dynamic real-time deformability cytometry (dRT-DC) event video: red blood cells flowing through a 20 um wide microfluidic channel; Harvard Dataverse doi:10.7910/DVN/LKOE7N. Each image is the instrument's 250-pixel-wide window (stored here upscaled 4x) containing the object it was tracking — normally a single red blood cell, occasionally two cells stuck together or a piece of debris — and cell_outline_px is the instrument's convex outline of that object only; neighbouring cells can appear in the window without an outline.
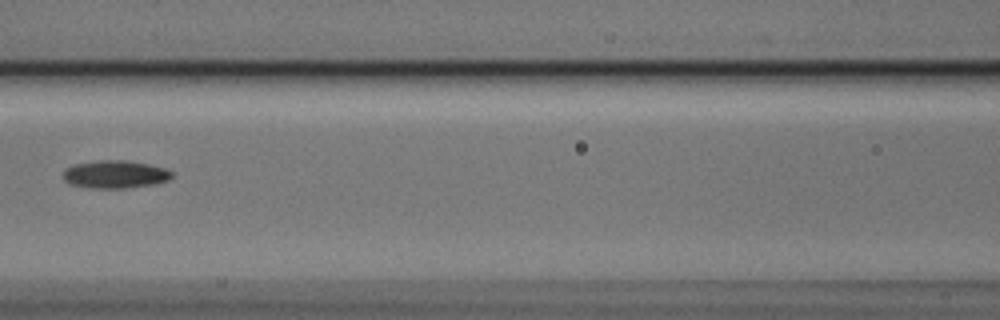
{"species": "Egyptian fruit bat (a non-hibernating species)", "species_latin": "Rousettus aegyptiacus", "temperature_condition": "cold", "stored_images_in_passage": 4, "camera_frame_rate_fps": 3000, "um_per_image_px": 0.085, "animal": {"sex": "male"}, "frame": {"image": 1, "passage_image": 4, "time_ms": 1.0, "image_size_px": [1000, 320], "cell_outline_px": [[172, 176], [168, 180], [152, 184], [124, 188], [92, 188], [68, 184], [64, 180], [64, 168], [76, 164], [100, 160], [124, 160], [148, 164], [164, 168], [172, 172]], "centroid_in_image_um": [9.75, 14.82], "position_along_channel_um": 156.9, "area_um2": 17.46}}